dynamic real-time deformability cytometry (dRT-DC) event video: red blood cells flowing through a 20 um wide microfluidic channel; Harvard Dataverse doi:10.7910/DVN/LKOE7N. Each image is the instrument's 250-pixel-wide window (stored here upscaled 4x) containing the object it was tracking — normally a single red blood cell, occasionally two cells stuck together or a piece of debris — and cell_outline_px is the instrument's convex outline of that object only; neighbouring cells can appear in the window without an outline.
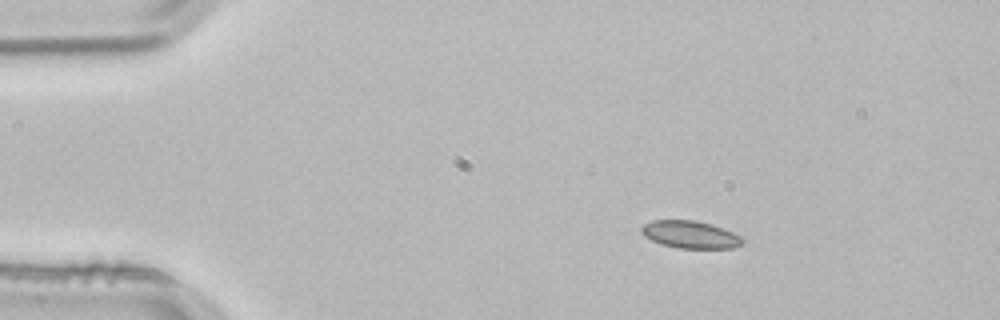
{"species": "common noctule bat (a hibernating species)", "species_latin": "Nyctalus noctula", "temperature_condition": "room temperature", "stored_images_in_passage": 2, "camera_frame_rate_fps": 3000, "um_per_image_px": 0.085, "animal": {"sex": "male", "body_mass_g": 21.5, "forearm_length_mm": 52.0}, "frame": {"image": 1, "passage_image": 1, "time_ms": 0.0, "image_size_px": [1000, 320], "cell_outline_px": [[744, 244], [736, 248], [676, 248], [660, 244], [644, 236], [640, 232], [640, 228], [644, 224], [652, 220], [692, 220], [708, 224], [744, 236]], "centroid_in_image_um": [58.68, 19.95], "position_along_channel_um": 26.3, "area_um2": 16.24}}